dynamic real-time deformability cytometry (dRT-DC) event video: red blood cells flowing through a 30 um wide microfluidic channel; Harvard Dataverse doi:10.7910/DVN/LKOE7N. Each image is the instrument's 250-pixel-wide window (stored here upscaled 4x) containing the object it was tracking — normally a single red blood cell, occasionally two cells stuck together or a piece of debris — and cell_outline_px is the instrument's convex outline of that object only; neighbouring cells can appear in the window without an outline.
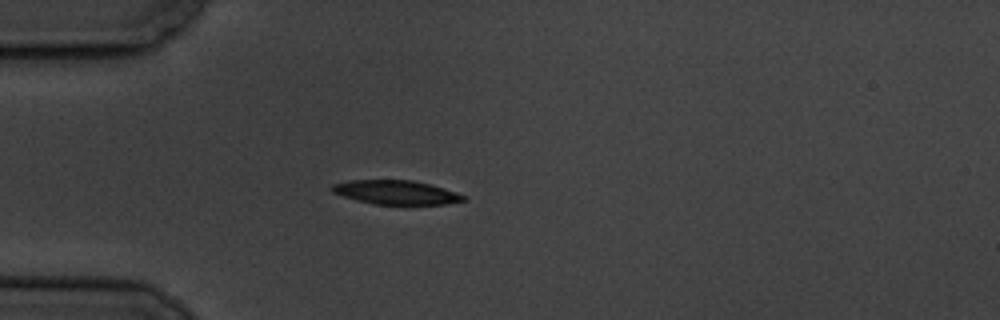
{"species": "common noctule bat (a hibernating species)", "species_latin": "Nyctalus noctula", "temperature_condition": "cold", "stored_images_in_passage": 4, "camera_frame_rate_fps": 3000, "um_per_image_px": 0.085, "animal": {"sex": "male", "body_mass_g": 19.5, "forearm_length_mm": 54.6}, "frame": {"image": 1, "passage_image": 4, "time_ms": 3.333, "image_size_px": [1000, 320], "cell_outline_px": [[464, 200], [444, 204], [376, 204], [356, 200], [332, 192], [328, 188], [332, 184], [348, 180], [412, 180], [428, 184], [456, 192], [464, 196]], "centroid_in_image_um": [33.58, 16.34], "position_along_channel_um": 51.4, "area_um2": 18.15}}